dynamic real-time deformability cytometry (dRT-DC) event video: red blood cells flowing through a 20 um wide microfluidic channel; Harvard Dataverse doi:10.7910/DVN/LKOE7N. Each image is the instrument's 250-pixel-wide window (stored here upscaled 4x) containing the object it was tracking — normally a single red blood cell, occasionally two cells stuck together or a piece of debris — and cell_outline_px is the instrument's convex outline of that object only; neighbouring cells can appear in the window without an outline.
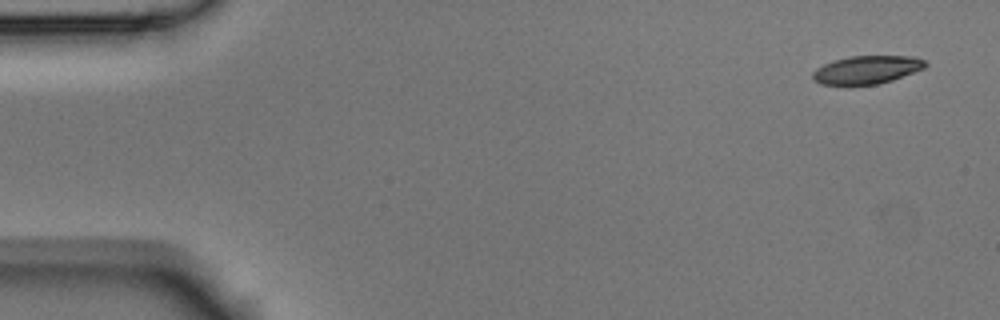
{"species": "Egyptian fruit bat (a non-hibernating species)", "species_latin": "Rousettus aegyptiacus", "temperature_condition": "room temperature", "stored_images_in_passage": 4, "camera_frame_rate_fps": 3000, "um_per_image_px": 0.085, "animal": {"sex": "male"}, "frame": {"image": 1, "passage_image": 1, "time_ms": 0.0, "image_size_px": [1000, 320], "cell_outline_px": [[928, 64], [924, 68], [892, 80], [876, 84], [820, 84], [812, 80], [812, 72], [816, 68], [824, 64], [836, 60], [852, 56], [916, 56], [924, 60]], "centroid_in_image_um": [73.68, 5.92], "position_along_channel_um": 11.3, "area_um2": 18.26}}
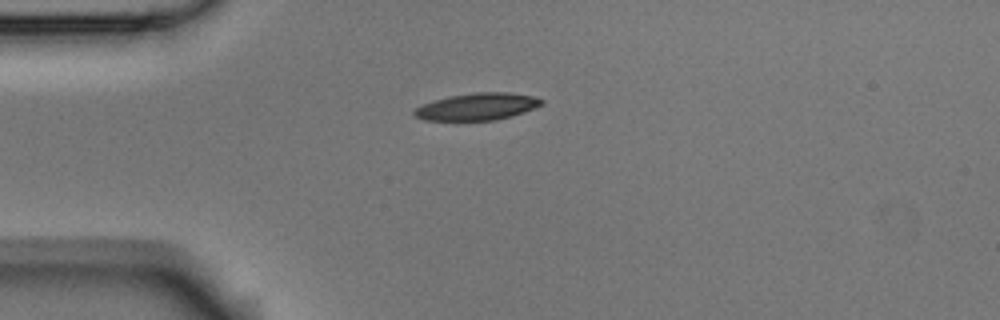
{"frame": {"image": 2, "passage_image": 4, "time_ms": 1.0, "image_size_px": [1000, 320], "cell_outline_px": [[544, 104], [536, 108], [512, 116], [496, 120], [424, 120], [416, 116], [412, 112], [416, 108], [424, 104], [436, 100], [452, 96], [476, 92], [508, 92], [536, 96], [544, 100]], "centroid_in_image_um": [40.66, 9.06], "position_along_channel_um": 44.3, "area_um2": 20.0}}